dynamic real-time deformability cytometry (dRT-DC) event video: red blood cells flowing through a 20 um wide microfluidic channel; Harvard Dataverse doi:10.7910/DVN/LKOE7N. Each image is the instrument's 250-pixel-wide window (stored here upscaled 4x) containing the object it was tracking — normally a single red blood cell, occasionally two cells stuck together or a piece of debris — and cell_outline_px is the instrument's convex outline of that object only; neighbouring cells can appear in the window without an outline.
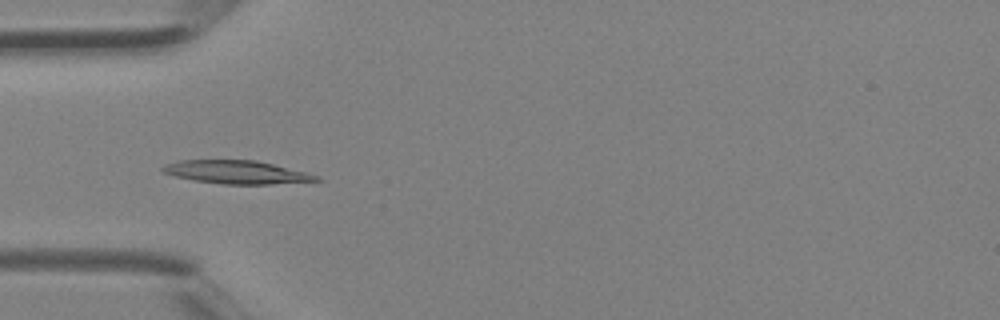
{"species": "Egyptian fruit bat (a non-hibernating species)", "species_latin": "Rousettus aegyptiacus", "temperature_condition": "room temperature", "stored_images_in_passage": 30, "camera_frame_rate_fps": 3000, "um_per_image_px": 0.085, "animal": {"sex": "female"}, "frame": {"image": 1, "passage_image": 4, "time_ms": 1.0, "image_size_px": [1000, 320], "cell_outline_px": [[324, 180], [272, 184], [220, 184], [192, 180], [160, 172], [160, 168], [164, 164], [180, 160], [256, 160], [320, 176]], "centroid_in_image_um": [20.06, 14.64], "position_along_channel_um": 64.9, "area_um2": 20.81}}
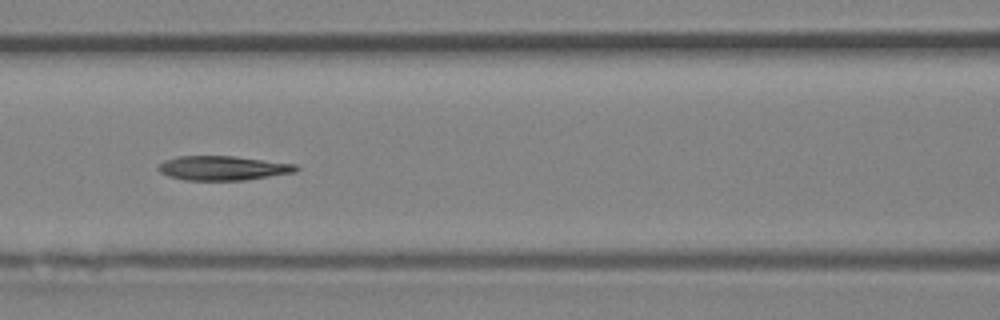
{"frame": {"image": 2, "passage_image": 9, "time_ms": 2.667, "image_size_px": [1000, 320], "cell_outline_px": [[300, 168], [296, 172], [244, 180], [184, 180], [168, 176], [160, 172], [156, 168], [164, 160], [176, 156], [236, 156], [296, 164]], "centroid_in_image_um": [18.94, 14.28], "position_along_channel_um": 147.7, "area_um2": 19.65}}
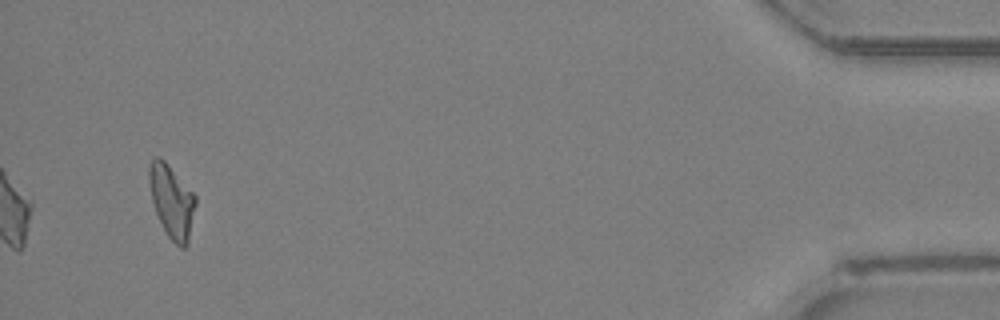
{"frame": {"image": 3, "passage_image": 30, "time_ms": 9.667, "image_size_px": [1000, 320], "cell_outline_px": [[196, 204], [188, 244], [184, 248], [180, 248], [168, 236], [156, 212], [152, 200], [148, 180], [148, 168], [152, 160], [156, 156], [160, 156], [168, 164], [196, 196]], "centroid_in_image_um": [14.6, 17.1], "position_along_channel_um": 420.6, "area_um2": 19.59}}